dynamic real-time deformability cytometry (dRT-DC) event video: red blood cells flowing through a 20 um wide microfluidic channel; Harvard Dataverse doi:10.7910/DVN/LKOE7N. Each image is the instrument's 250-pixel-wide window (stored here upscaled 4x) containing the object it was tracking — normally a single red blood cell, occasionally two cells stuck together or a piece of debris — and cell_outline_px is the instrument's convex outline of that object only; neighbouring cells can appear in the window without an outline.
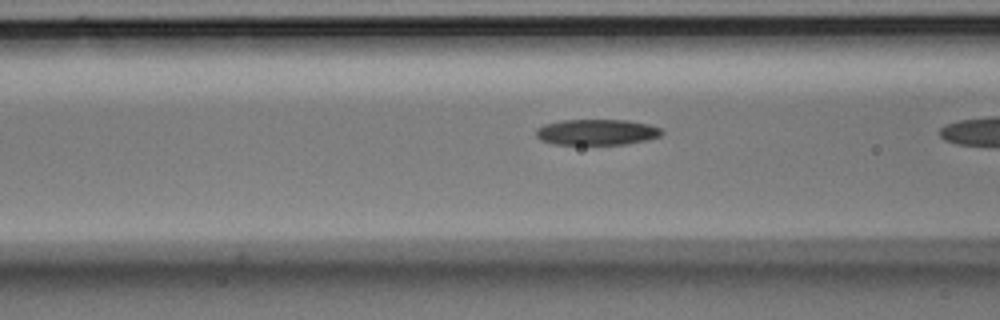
{"species": "Egyptian fruit bat (a non-hibernating species)", "species_latin": "Rousettus aegyptiacus", "temperature_condition": "room temperature", "stored_images_in_passage": 15, "camera_frame_rate_fps": 3000, "um_per_image_px": 0.085, "animal": {"sex": "male"}, "frame": {"image": 1, "passage_image": 14, "time_ms": 4.333, "image_size_px": [1000, 320], "cell_outline_px": [[664, 132], [660, 136], [644, 140], [624, 144], [552, 144], [540, 140], [536, 136], [536, 128], [544, 124], [560, 120], [628, 120], [648, 124], [660, 128]], "centroid_in_image_um": [50.68, 11.22], "position_along_channel_um": 115.9, "area_um2": 18.9}}